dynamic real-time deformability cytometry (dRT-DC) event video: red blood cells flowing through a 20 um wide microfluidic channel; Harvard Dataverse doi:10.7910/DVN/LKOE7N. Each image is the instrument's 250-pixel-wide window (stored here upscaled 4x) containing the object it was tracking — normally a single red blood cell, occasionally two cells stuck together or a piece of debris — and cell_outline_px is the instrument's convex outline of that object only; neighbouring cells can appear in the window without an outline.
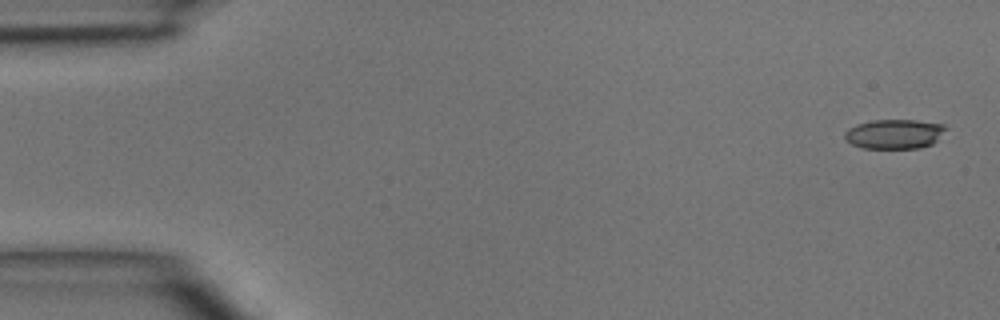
{"species": "common noctule bat (a hibernating species)", "species_latin": "Nyctalus noctula", "temperature_condition": "room temperature", "stored_images_in_passage": 4, "camera_frame_rate_fps": 3000, "um_per_image_px": 0.085, "animal": {"sex": "male", "body_mass_g": 15.6}, "frame": {"image": 1, "passage_image": 1, "time_ms": 0.0, "image_size_px": [1000, 320], "cell_outline_px": [[948, 128], [932, 144], [920, 148], [864, 148], [852, 144], [844, 140], [844, 132], [848, 128], [856, 124], [872, 120], [916, 120], [944, 124]], "centroid_in_image_um": [76.01, 11.38], "position_along_channel_um": 9.0, "area_um2": 17.51}}
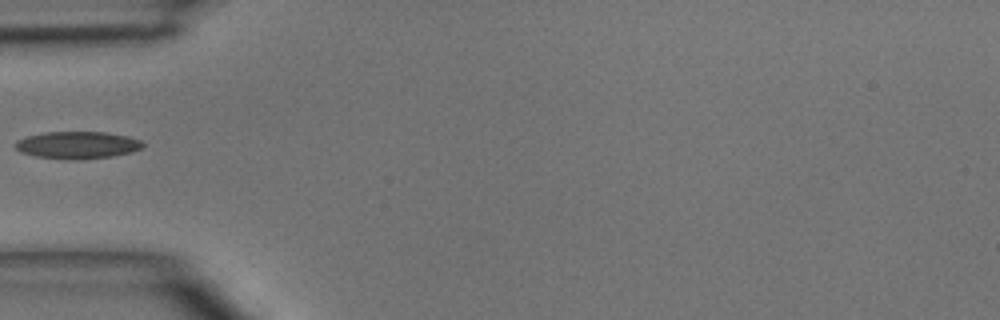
{"frame": {"image": 2, "passage_image": 4, "time_ms": 4.667, "image_size_px": [1000, 320], "cell_outline_px": [[144, 148], [132, 152], [112, 156], [36, 156], [20, 152], [12, 144], [16, 140], [24, 136], [44, 132], [104, 132], [128, 136], [140, 140], [144, 144]], "centroid_in_image_um": [6.57, 12.26], "position_along_channel_um": 78.4, "area_um2": 19.31}}